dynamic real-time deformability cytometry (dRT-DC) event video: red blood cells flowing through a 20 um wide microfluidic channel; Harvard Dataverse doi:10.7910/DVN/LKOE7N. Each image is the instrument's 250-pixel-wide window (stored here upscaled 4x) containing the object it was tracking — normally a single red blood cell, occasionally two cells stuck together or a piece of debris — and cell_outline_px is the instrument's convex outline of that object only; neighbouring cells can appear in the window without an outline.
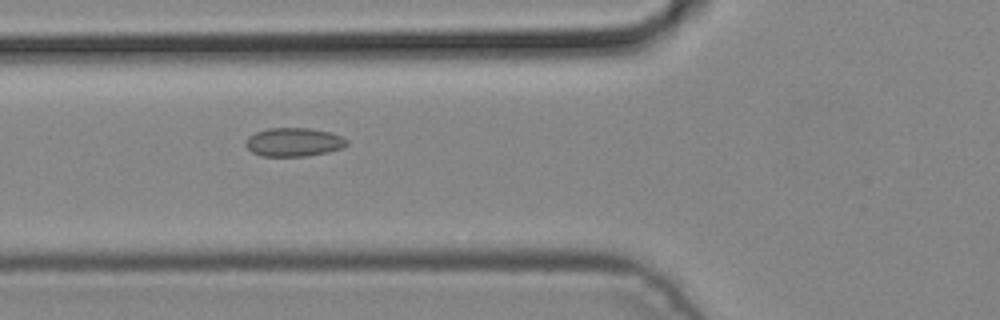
{"species": "common noctule bat (a hibernating species)", "species_latin": "Nyctalus noctula", "temperature_condition": "cold", "stored_images_in_passage": 6, "camera_frame_rate_fps": 3000, "um_per_image_px": 0.085, "animal": {"sex": "male", "body_mass_g": 19.2, "forearm_length_mm": 51.8}, "frame": {"image": 1, "passage_image": 3, "time_ms": 0.667, "image_size_px": [1000, 320], "cell_outline_px": [[348, 144], [344, 148], [328, 152], [308, 156], [260, 156], [252, 152], [244, 144], [248, 136], [256, 132], [268, 128], [308, 128], [328, 132], [340, 136], [348, 140]], "centroid_in_image_um": [24.96, 12.09], "position_along_channel_um": 100.8, "area_um2": 16.94}}
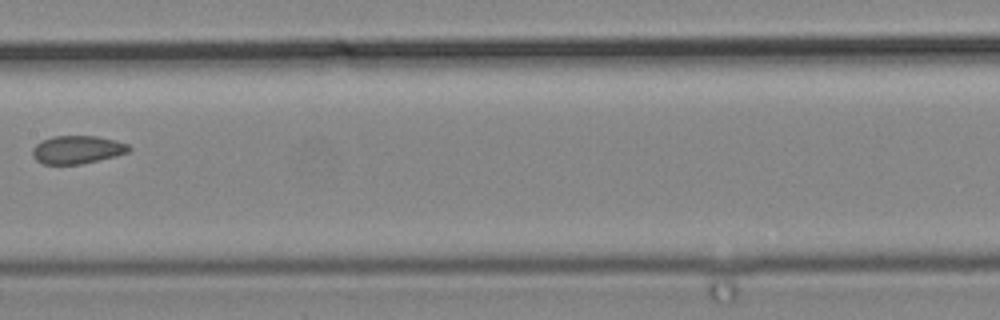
{"frame": {"image": 2, "passage_image": 5, "time_ms": 1.333, "image_size_px": [1000, 320], "cell_outline_px": [[132, 148], [128, 152], [116, 156], [80, 164], [44, 164], [36, 160], [32, 156], [32, 148], [40, 140], [52, 136], [96, 136], [116, 140], [128, 144]], "centroid_in_image_um": [6.55, 12.71], "position_along_channel_um": 200.9, "area_um2": 15.9}}
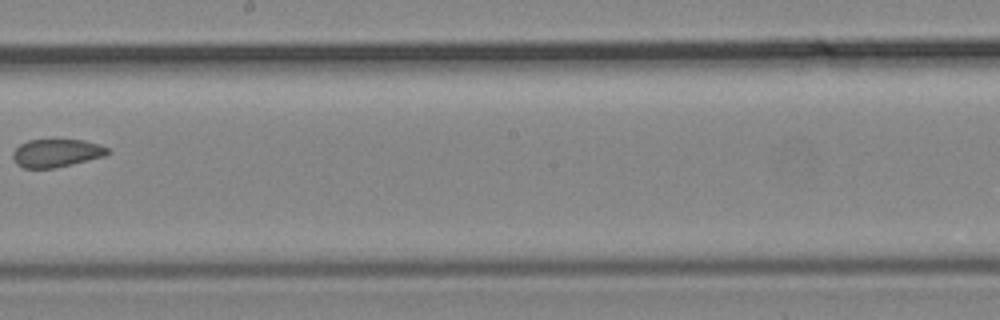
{"frame": {"image": 3, "passage_image": 6, "time_ms": 1.667, "image_size_px": [1000, 320], "cell_outline_px": [[112, 152], [104, 156], [72, 164], [52, 168], [24, 168], [16, 164], [12, 156], [12, 152], [20, 144], [28, 140], [84, 140], [100, 144], [108, 148]], "centroid_in_image_um": [4.8, 13.0], "position_along_channel_um": 243.4, "area_um2": 15.49}}